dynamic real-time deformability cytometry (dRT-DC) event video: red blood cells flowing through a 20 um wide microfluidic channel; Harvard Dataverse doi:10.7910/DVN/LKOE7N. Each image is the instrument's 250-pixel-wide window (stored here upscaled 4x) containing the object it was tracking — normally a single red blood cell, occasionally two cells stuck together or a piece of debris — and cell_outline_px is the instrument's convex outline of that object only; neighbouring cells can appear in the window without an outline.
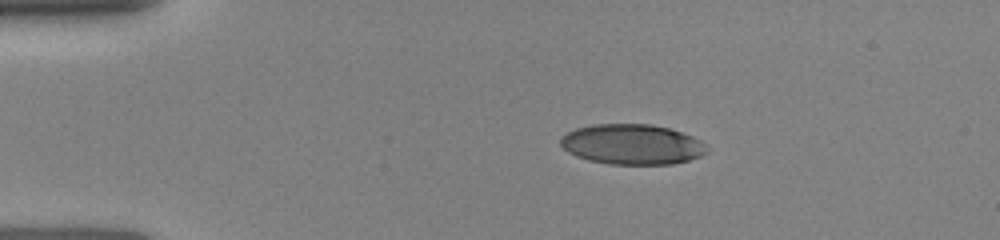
{"species": "human", "species_latin": "Homo sapiens", "temperature_condition": "room temperature", "stored_images_in_passage": 9, "camera_frame_rate_fps": 3000, "um_per_image_px": 0.085, "donor": {"sex": "female"}, "frame": {"image": 1, "passage_image": 1, "time_ms": 0.0, "image_size_px": [1000, 240], "cell_outline_px": [[708, 152], [700, 156], [688, 160], [672, 164], [608, 164], [588, 160], [576, 156], [568, 152], [560, 144], [560, 136], [576, 128], [592, 124], [652, 124], [668, 128], [692, 136], [708, 144]], "centroid_in_image_um": [53.73, 12.27], "position_along_channel_um": 31.3, "area_um2": 34.51}}
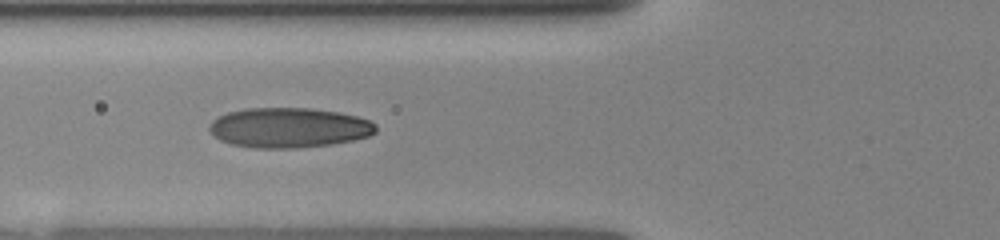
{"frame": {"image": 2, "passage_image": 4, "time_ms": 3.0, "image_size_px": [1000, 240], "cell_outline_px": [[376, 132], [368, 136], [352, 140], [328, 144], [296, 148], [256, 148], [232, 144], [220, 140], [208, 128], [212, 120], [228, 112], [244, 108], [308, 108], [340, 112], [356, 116], [368, 120], [376, 124]], "centroid_in_image_um": [24.55, 10.84], "position_along_channel_um": 101.2, "area_um2": 38.55}}
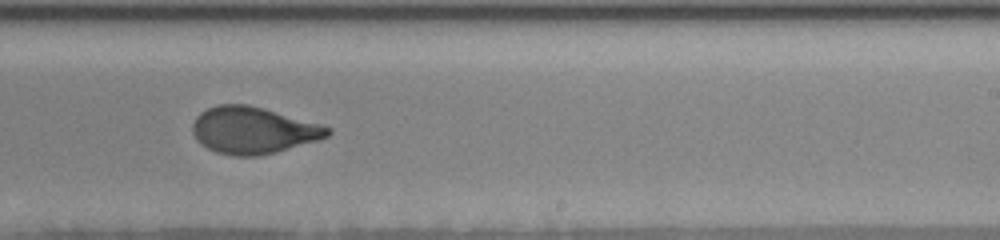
{"frame": {"image": 3, "passage_image": 8, "time_ms": 7.0, "image_size_px": [1000, 240], "cell_outline_px": [[332, 132], [328, 136], [316, 140], [276, 152], [260, 156], [232, 156], [216, 152], [208, 148], [196, 140], [192, 132], [192, 124], [196, 116], [200, 112], [216, 104], [248, 104], [264, 108], [320, 124], [332, 128]], "centroid_in_image_um": [21.48, 11.07], "position_along_channel_um": 267.5, "area_um2": 36.88}}